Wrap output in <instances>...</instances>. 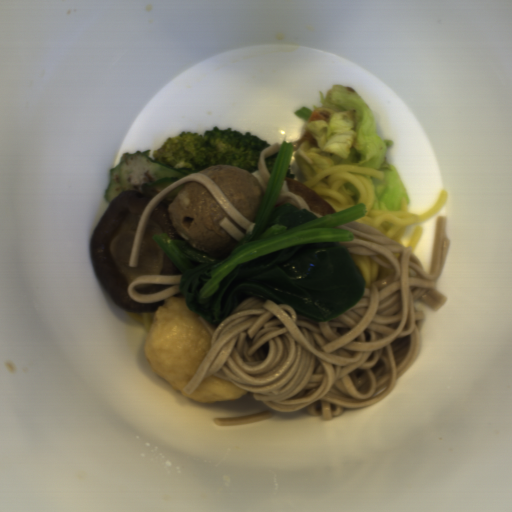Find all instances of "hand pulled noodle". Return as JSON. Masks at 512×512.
<instances>
[{
  "mask_svg": "<svg viewBox=\"0 0 512 512\" xmlns=\"http://www.w3.org/2000/svg\"><path fill=\"white\" fill-rule=\"evenodd\" d=\"M363 175L384 180L383 172L376 168L344 164L321 170L301 184L312 188L336 213L357 203H365L367 214L352 222L372 226L401 245L407 227L430 220L449 196L448 190H441L433 207L421 215L408 213L407 198L403 199L400 211H377L373 210L374 187Z\"/></svg>",
  "mask_w": 512,
  "mask_h": 512,
  "instance_id": "14784b9a",
  "label": "hand pulled noodle"
},
{
  "mask_svg": "<svg viewBox=\"0 0 512 512\" xmlns=\"http://www.w3.org/2000/svg\"><path fill=\"white\" fill-rule=\"evenodd\" d=\"M352 258L361 271L365 279V288H371V283L374 281L386 277L391 274H395V269H388L376 261H374L370 256L353 254Z\"/></svg>",
  "mask_w": 512,
  "mask_h": 512,
  "instance_id": "772679e5",
  "label": "hand pulled noodle"
},
{
  "mask_svg": "<svg viewBox=\"0 0 512 512\" xmlns=\"http://www.w3.org/2000/svg\"><path fill=\"white\" fill-rule=\"evenodd\" d=\"M155 310L149 312H129L126 310L129 317L137 321L138 323L144 324L148 334L151 329V325L154 319Z\"/></svg>",
  "mask_w": 512,
  "mask_h": 512,
  "instance_id": "2289bc40",
  "label": "hand pulled noodle"
},
{
  "mask_svg": "<svg viewBox=\"0 0 512 512\" xmlns=\"http://www.w3.org/2000/svg\"><path fill=\"white\" fill-rule=\"evenodd\" d=\"M421 231H422V226L418 225L417 227L414 228V230H413V232H412V234L410 236L408 247L411 246V248L413 250V253L415 251V248H416L417 242L419 240Z\"/></svg>",
  "mask_w": 512,
  "mask_h": 512,
  "instance_id": "bd1af8b7",
  "label": "hand pulled noodle"
}]
</instances>
